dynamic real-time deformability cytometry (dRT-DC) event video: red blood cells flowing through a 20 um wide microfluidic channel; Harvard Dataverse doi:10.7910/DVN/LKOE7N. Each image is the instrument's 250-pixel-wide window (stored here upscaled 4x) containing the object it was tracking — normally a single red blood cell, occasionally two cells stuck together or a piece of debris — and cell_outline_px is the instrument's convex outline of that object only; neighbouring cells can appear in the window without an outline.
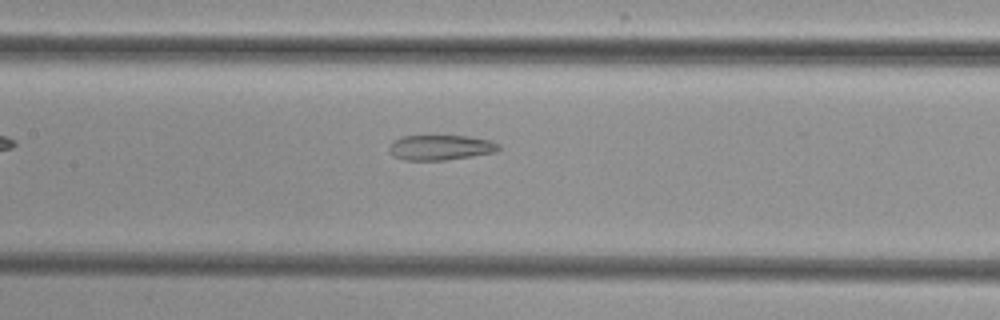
{"species": "common noctule bat (a hibernating species)", "species_latin": "Nyctalus noctula", "temperature_condition": "cold", "stored_images_in_passage": 36, "camera_frame_rate_fps": 3000, "um_per_image_px": 0.085, "animal": {"sex": "female", "body_mass_g": 29.2, "forearm_length_mm": 56.3}, "frame": {"image": 1, "passage_image": 9, "time_ms": 2.667, "image_size_px": [1000, 320], "cell_outline_px": [[500, 148], [496, 152], [472, 156], [444, 160], [404, 160], [392, 156], [388, 148], [396, 140], [404, 136], [468, 136], [492, 140], [500, 144]], "centroid_in_image_um": [37.49, 12.54], "position_along_channel_um": 169.9, "area_um2": 16.01}}
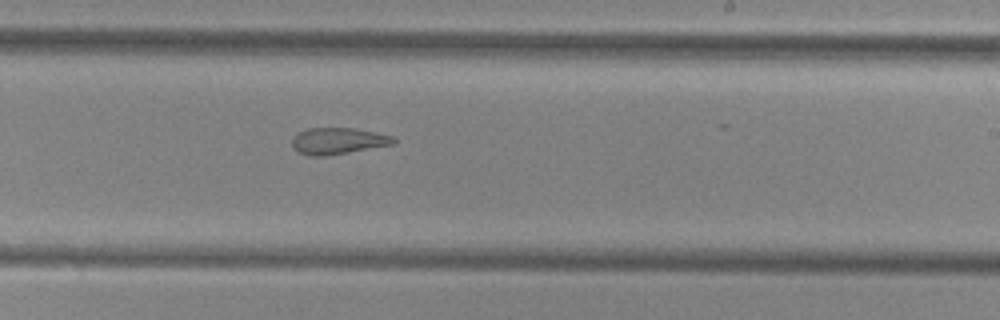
{"frame": {"image": 2, "passage_image": 16, "time_ms": 5.0, "image_size_px": [1000, 320], "cell_outline_px": [[396, 140], [392, 144], [348, 152], [324, 156], [308, 156], [296, 152], [292, 148], [292, 140], [300, 132], [308, 128], [356, 128], [376, 132], [392, 136]], "centroid_in_image_um": [28.69, 11.98], "position_along_channel_um": 260.3, "area_um2": 15.55}}
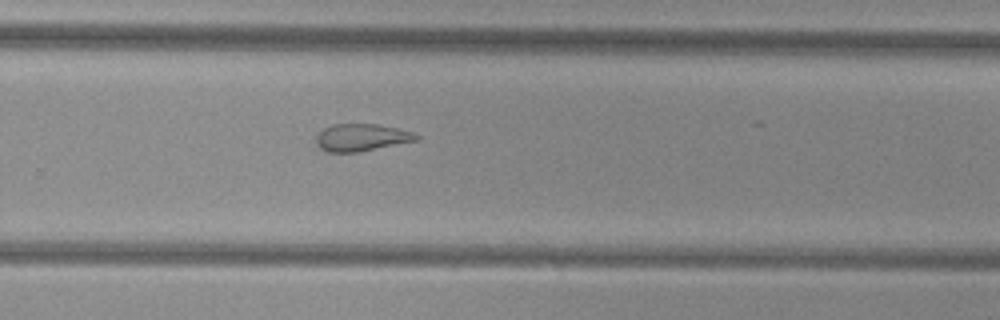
{"frame": {"image": 3, "passage_image": 19, "time_ms": 6.0, "image_size_px": [1000, 320], "cell_outline_px": [[420, 140], [356, 152], [328, 152], [320, 148], [316, 144], [316, 136], [324, 128], [332, 124], [380, 124], [400, 128], [416, 132], [420, 136]], "centroid_in_image_um": [30.78, 11.67], "position_along_channel_um": 299.0, "area_um2": 16.13}}